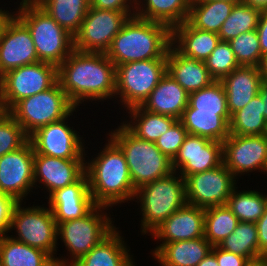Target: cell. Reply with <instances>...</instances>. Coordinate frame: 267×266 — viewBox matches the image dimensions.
<instances>
[{
	"mask_svg": "<svg viewBox=\"0 0 267 266\" xmlns=\"http://www.w3.org/2000/svg\"><path fill=\"white\" fill-rule=\"evenodd\" d=\"M245 266H267V257L260 256L247 261Z\"/></svg>",
	"mask_w": 267,
	"mask_h": 266,
	"instance_id": "f5cc1de1",
	"label": "cell"
},
{
	"mask_svg": "<svg viewBox=\"0 0 267 266\" xmlns=\"http://www.w3.org/2000/svg\"><path fill=\"white\" fill-rule=\"evenodd\" d=\"M18 202L7 195H0V236L10 230L13 209Z\"/></svg>",
	"mask_w": 267,
	"mask_h": 266,
	"instance_id": "ee69618b",
	"label": "cell"
},
{
	"mask_svg": "<svg viewBox=\"0 0 267 266\" xmlns=\"http://www.w3.org/2000/svg\"><path fill=\"white\" fill-rule=\"evenodd\" d=\"M258 231L259 257L267 255V205L264 214L255 223Z\"/></svg>",
	"mask_w": 267,
	"mask_h": 266,
	"instance_id": "7dc6e473",
	"label": "cell"
},
{
	"mask_svg": "<svg viewBox=\"0 0 267 266\" xmlns=\"http://www.w3.org/2000/svg\"><path fill=\"white\" fill-rule=\"evenodd\" d=\"M229 133L243 136L267 135L264 102L259 93L231 116Z\"/></svg>",
	"mask_w": 267,
	"mask_h": 266,
	"instance_id": "d6a6232c",
	"label": "cell"
},
{
	"mask_svg": "<svg viewBox=\"0 0 267 266\" xmlns=\"http://www.w3.org/2000/svg\"><path fill=\"white\" fill-rule=\"evenodd\" d=\"M128 110H130L128 113L132 115L131 118L133 117V120L136 119L137 122L134 121L133 124L123 122V125L137 138L145 141L155 142L177 121L175 117L152 113L141 106Z\"/></svg>",
	"mask_w": 267,
	"mask_h": 266,
	"instance_id": "836d02e7",
	"label": "cell"
},
{
	"mask_svg": "<svg viewBox=\"0 0 267 266\" xmlns=\"http://www.w3.org/2000/svg\"><path fill=\"white\" fill-rule=\"evenodd\" d=\"M172 46L174 44L171 43L166 56V72L188 93L205 88L215 81L204 61L186 56Z\"/></svg>",
	"mask_w": 267,
	"mask_h": 266,
	"instance_id": "7402d4cb",
	"label": "cell"
},
{
	"mask_svg": "<svg viewBox=\"0 0 267 266\" xmlns=\"http://www.w3.org/2000/svg\"><path fill=\"white\" fill-rule=\"evenodd\" d=\"M165 73L166 58L117 65L115 93L127 109L141 106Z\"/></svg>",
	"mask_w": 267,
	"mask_h": 266,
	"instance_id": "30bf717a",
	"label": "cell"
},
{
	"mask_svg": "<svg viewBox=\"0 0 267 266\" xmlns=\"http://www.w3.org/2000/svg\"><path fill=\"white\" fill-rule=\"evenodd\" d=\"M3 112L2 106L0 104V114Z\"/></svg>",
	"mask_w": 267,
	"mask_h": 266,
	"instance_id": "6f0895ef",
	"label": "cell"
},
{
	"mask_svg": "<svg viewBox=\"0 0 267 266\" xmlns=\"http://www.w3.org/2000/svg\"><path fill=\"white\" fill-rule=\"evenodd\" d=\"M130 14L131 11L90 7L79 31L74 35V49L82 52L106 53L123 25L130 17L135 16L134 11Z\"/></svg>",
	"mask_w": 267,
	"mask_h": 266,
	"instance_id": "8fae6325",
	"label": "cell"
},
{
	"mask_svg": "<svg viewBox=\"0 0 267 266\" xmlns=\"http://www.w3.org/2000/svg\"><path fill=\"white\" fill-rule=\"evenodd\" d=\"M176 172L145 184L135 191L140 198L142 232L151 234L174 212L187 203L185 178L175 177ZM139 195V197H138Z\"/></svg>",
	"mask_w": 267,
	"mask_h": 266,
	"instance_id": "8992f818",
	"label": "cell"
},
{
	"mask_svg": "<svg viewBox=\"0 0 267 266\" xmlns=\"http://www.w3.org/2000/svg\"><path fill=\"white\" fill-rule=\"evenodd\" d=\"M188 99L189 93L166 72L141 107L179 120L188 106Z\"/></svg>",
	"mask_w": 267,
	"mask_h": 266,
	"instance_id": "cb8c5ba5",
	"label": "cell"
},
{
	"mask_svg": "<svg viewBox=\"0 0 267 266\" xmlns=\"http://www.w3.org/2000/svg\"><path fill=\"white\" fill-rule=\"evenodd\" d=\"M109 140L98 157L85 166L93 202L108 207L133 199L136 191L122 150Z\"/></svg>",
	"mask_w": 267,
	"mask_h": 266,
	"instance_id": "3957f363",
	"label": "cell"
},
{
	"mask_svg": "<svg viewBox=\"0 0 267 266\" xmlns=\"http://www.w3.org/2000/svg\"><path fill=\"white\" fill-rule=\"evenodd\" d=\"M186 109L217 112L228 124L231 120L227 106L226 92L220 80H215L209 86L189 93Z\"/></svg>",
	"mask_w": 267,
	"mask_h": 266,
	"instance_id": "e575fe53",
	"label": "cell"
},
{
	"mask_svg": "<svg viewBox=\"0 0 267 266\" xmlns=\"http://www.w3.org/2000/svg\"><path fill=\"white\" fill-rule=\"evenodd\" d=\"M223 163L222 142L188 134L172 160L174 172L182 177L213 169ZM180 168V169H179Z\"/></svg>",
	"mask_w": 267,
	"mask_h": 266,
	"instance_id": "ac0fdd59",
	"label": "cell"
},
{
	"mask_svg": "<svg viewBox=\"0 0 267 266\" xmlns=\"http://www.w3.org/2000/svg\"><path fill=\"white\" fill-rule=\"evenodd\" d=\"M75 108L57 82L46 91L18 101L8 113L30 136L38 128L70 116Z\"/></svg>",
	"mask_w": 267,
	"mask_h": 266,
	"instance_id": "52a82bcc",
	"label": "cell"
},
{
	"mask_svg": "<svg viewBox=\"0 0 267 266\" xmlns=\"http://www.w3.org/2000/svg\"><path fill=\"white\" fill-rule=\"evenodd\" d=\"M212 247L205 237H200L166 243L153 256L162 266H197Z\"/></svg>",
	"mask_w": 267,
	"mask_h": 266,
	"instance_id": "484cf974",
	"label": "cell"
},
{
	"mask_svg": "<svg viewBox=\"0 0 267 266\" xmlns=\"http://www.w3.org/2000/svg\"><path fill=\"white\" fill-rule=\"evenodd\" d=\"M110 137L125 156L135 190L174 172L172 160L160 151L155 142L137 138L125 125L111 132Z\"/></svg>",
	"mask_w": 267,
	"mask_h": 266,
	"instance_id": "5b68a950",
	"label": "cell"
},
{
	"mask_svg": "<svg viewBox=\"0 0 267 266\" xmlns=\"http://www.w3.org/2000/svg\"><path fill=\"white\" fill-rule=\"evenodd\" d=\"M261 11L242 3L235 4L218 32L221 41L229 42L241 33L257 29Z\"/></svg>",
	"mask_w": 267,
	"mask_h": 266,
	"instance_id": "74e56055",
	"label": "cell"
},
{
	"mask_svg": "<svg viewBox=\"0 0 267 266\" xmlns=\"http://www.w3.org/2000/svg\"><path fill=\"white\" fill-rule=\"evenodd\" d=\"M211 252L216 256L219 266H245L248 261L246 257L223 250L219 246H213Z\"/></svg>",
	"mask_w": 267,
	"mask_h": 266,
	"instance_id": "f6af8a7d",
	"label": "cell"
},
{
	"mask_svg": "<svg viewBox=\"0 0 267 266\" xmlns=\"http://www.w3.org/2000/svg\"><path fill=\"white\" fill-rule=\"evenodd\" d=\"M220 41L218 33L194 28L187 21L172 29V44L198 61H205Z\"/></svg>",
	"mask_w": 267,
	"mask_h": 266,
	"instance_id": "d4e9b609",
	"label": "cell"
},
{
	"mask_svg": "<svg viewBox=\"0 0 267 266\" xmlns=\"http://www.w3.org/2000/svg\"><path fill=\"white\" fill-rule=\"evenodd\" d=\"M37 62L29 29L16 14H10L0 29V77L12 69Z\"/></svg>",
	"mask_w": 267,
	"mask_h": 266,
	"instance_id": "5bb4252c",
	"label": "cell"
},
{
	"mask_svg": "<svg viewBox=\"0 0 267 266\" xmlns=\"http://www.w3.org/2000/svg\"><path fill=\"white\" fill-rule=\"evenodd\" d=\"M144 1H146L145 9L142 8L141 10V7L134 6V9L136 7L135 16L144 20L162 23L172 30L175 26L187 21L192 0Z\"/></svg>",
	"mask_w": 267,
	"mask_h": 266,
	"instance_id": "4dcf8cb0",
	"label": "cell"
},
{
	"mask_svg": "<svg viewBox=\"0 0 267 266\" xmlns=\"http://www.w3.org/2000/svg\"><path fill=\"white\" fill-rule=\"evenodd\" d=\"M34 148L30 140L22 147L0 157V195L17 202L34 187Z\"/></svg>",
	"mask_w": 267,
	"mask_h": 266,
	"instance_id": "9a60e30c",
	"label": "cell"
},
{
	"mask_svg": "<svg viewBox=\"0 0 267 266\" xmlns=\"http://www.w3.org/2000/svg\"><path fill=\"white\" fill-rule=\"evenodd\" d=\"M58 82L75 107L83 99L106 100L116 94V66L105 53L74 49L58 66Z\"/></svg>",
	"mask_w": 267,
	"mask_h": 266,
	"instance_id": "6da1fadb",
	"label": "cell"
},
{
	"mask_svg": "<svg viewBox=\"0 0 267 266\" xmlns=\"http://www.w3.org/2000/svg\"><path fill=\"white\" fill-rule=\"evenodd\" d=\"M84 161L45 156L34 151V183L39 180L48 187L50 196L56 190L77 182L85 174L87 162Z\"/></svg>",
	"mask_w": 267,
	"mask_h": 266,
	"instance_id": "d6986e66",
	"label": "cell"
},
{
	"mask_svg": "<svg viewBox=\"0 0 267 266\" xmlns=\"http://www.w3.org/2000/svg\"><path fill=\"white\" fill-rule=\"evenodd\" d=\"M49 205L57 224L88 214L96 204L89 191L86 173L77 182L53 192Z\"/></svg>",
	"mask_w": 267,
	"mask_h": 266,
	"instance_id": "ffe728a7",
	"label": "cell"
},
{
	"mask_svg": "<svg viewBox=\"0 0 267 266\" xmlns=\"http://www.w3.org/2000/svg\"><path fill=\"white\" fill-rule=\"evenodd\" d=\"M234 179L232 172L223 163L213 169L187 176V203L203 209L226 205L235 188Z\"/></svg>",
	"mask_w": 267,
	"mask_h": 266,
	"instance_id": "4fadbf2b",
	"label": "cell"
},
{
	"mask_svg": "<svg viewBox=\"0 0 267 266\" xmlns=\"http://www.w3.org/2000/svg\"><path fill=\"white\" fill-rule=\"evenodd\" d=\"M235 4L228 1L192 0L187 22L194 28L218 33Z\"/></svg>",
	"mask_w": 267,
	"mask_h": 266,
	"instance_id": "f546056e",
	"label": "cell"
},
{
	"mask_svg": "<svg viewBox=\"0 0 267 266\" xmlns=\"http://www.w3.org/2000/svg\"><path fill=\"white\" fill-rule=\"evenodd\" d=\"M213 1H228V2H234L236 4L243 2V0H213Z\"/></svg>",
	"mask_w": 267,
	"mask_h": 266,
	"instance_id": "9f6ffc18",
	"label": "cell"
},
{
	"mask_svg": "<svg viewBox=\"0 0 267 266\" xmlns=\"http://www.w3.org/2000/svg\"><path fill=\"white\" fill-rule=\"evenodd\" d=\"M262 56L267 54V11L261 12L258 26L256 29Z\"/></svg>",
	"mask_w": 267,
	"mask_h": 266,
	"instance_id": "c3c4849f",
	"label": "cell"
},
{
	"mask_svg": "<svg viewBox=\"0 0 267 266\" xmlns=\"http://www.w3.org/2000/svg\"><path fill=\"white\" fill-rule=\"evenodd\" d=\"M243 3L261 12L267 11V0H243Z\"/></svg>",
	"mask_w": 267,
	"mask_h": 266,
	"instance_id": "681fc988",
	"label": "cell"
},
{
	"mask_svg": "<svg viewBox=\"0 0 267 266\" xmlns=\"http://www.w3.org/2000/svg\"><path fill=\"white\" fill-rule=\"evenodd\" d=\"M0 266H56V264L47 252L3 235L0 236Z\"/></svg>",
	"mask_w": 267,
	"mask_h": 266,
	"instance_id": "83f0119b",
	"label": "cell"
},
{
	"mask_svg": "<svg viewBox=\"0 0 267 266\" xmlns=\"http://www.w3.org/2000/svg\"><path fill=\"white\" fill-rule=\"evenodd\" d=\"M34 1L72 36L79 31L81 23L91 7L90 0Z\"/></svg>",
	"mask_w": 267,
	"mask_h": 266,
	"instance_id": "1f68e13d",
	"label": "cell"
},
{
	"mask_svg": "<svg viewBox=\"0 0 267 266\" xmlns=\"http://www.w3.org/2000/svg\"><path fill=\"white\" fill-rule=\"evenodd\" d=\"M29 29L39 61L59 66L74 50V36L34 0H22L16 15Z\"/></svg>",
	"mask_w": 267,
	"mask_h": 266,
	"instance_id": "277c9868",
	"label": "cell"
},
{
	"mask_svg": "<svg viewBox=\"0 0 267 266\" xmlns=\"http://www.w3.org/2000/svg\"><path fill=\"white\" fill-rule=\"evenodd\" d=\"M220 248L248 260L259 257L258 231L254 222H239L235 230L219 245Z\"/></svg>",
	"mask_w": 267,
	"mask_h": 266,
	"instance_id": "8d00e7d4",
	"label": "cell"
},
{
	"mask_svg": "<svg viewBox=\"0 0 267 266\" xmlns=\"http://www.w3.org/2000/svg\"><path fill=\"white\" fill-rule=\"evenodd\" d=\"M58 82V67L37 62L12 69L0 77V104L8 112L18 101L48 90Z\"/></svg>",
	"mask_w": 267,
	"mask_h": 266,
	"instance_id": "9c48e42d",
	"label": "cell"
},
{
	"mask_svg": "<svg viewBox=\"0 0 267 266\" xmlns=\"http://www.w3.org/2000/svg\"><path fill=\"white\" fill-rule=\"evenodd\" d=\"M172 30L158 22L130 17L105 53L115 66L124 63L166 58Z\"/></svg>",
	"mask_w": 267,
	"mask_h": 266,
	"instance_id": "7a4b0ae2",
	"label": "cell"
},
{
	"mask_svg": "<svg viewBox=\"0 0 267 266\" xmlns=\"http://www.w3.org/2000/svg\"><path fill=\"white\" fill-rule=\"evenodd\" d=\"M179 121L187 133L223 142L229 136V124L217 112L185 109Z\"/></svg>",
	"mask_w": 267,
	"mask_h": 266,
	"instance_id": "f1b7e54d",
	"label": "cell"
},
{
	"mask_svg": "<svg viewBox=\"0 0 267 266\" xmlns=\"http://www.w3.org/2000/svg\"><path fill=\"white\" fill-rule=\"evenodd\" d=\"M106 207L96 205L83 218L57 224V236L60 235L65 246L71 252L73 260L68 262L55 258L56 266H72L115 229L110 218L106 214L99 213V211L102 212L101 208L106 209Z\"/></svg>",
	"mask_w": 267,
	"mask_h": 266,
	"instance_id": "ba28073f",
	"label": "cell"
},
{
	"mask_svg": "<svg viewBox=\"0 0 267 266\" xmlns=\"http://www.w3.org/2000/svg\"><path fill=\"white\" fill-rule=\"evenodd\" d=\"M237 193V194H236ZM267 205V195L258 191L236 192L235 188L227 199L226 206L239 219L240 222H254L264 214Z\"/></svg>",
	"mask_w": 267,
	"mask_h": 266,
	"instance_id": "f35d334b",
	"label": "cell"
},
{
	"mask_svg": "<svg viewBox=\"0 0 267 266\" xmlns=\"http://www.w3.org/2000/svg\"><path fill=\"white\" fill-rule=\"evenodd\" d=\"M259 94L261 95L262 101L264 102V117L267 120V81H262L259 89Z\"/></svg>",
	"mask_w": 267,
	"mask_h": 266,
	"instance_id": "f907efd6",
	"label": "cell"
},
{
	"mask_svg": "<svg viewBox=\"0 0 267 266\" xmlns=\"http://www.w3.org/2000/svg\"><path fill=\"white\" fill-rule=\"evenodd\" d=\"M50 123L38 128L29 136L34 151L45 156L63 159H85L81 138L68 127L65 120Z\"/></svg>",
	"mask_w": 267,
	"mask_h": 266,
	"instance_id": "e0dca14e",
	"label": "cell"
},
{
	"mask_svg": "<svg viewBox=\"0 0 267 266\" xmlns=\"http://www.w3.org/2000/svg\"><path fill=\"white\" fill-rule=\"evenodd\" d=\"M239 222L226 205L206 208L204 237L212 246H218L235 230Z\"/></svg>",
	"mask_w": 267,
	"mask_h": 266,
	"instance_id": "d590c367",
	"label": "cell"
},
{
	"mask_svg": "<svg viewBox=\"0 0 267 266\" xmlns=\"http://www.w3.org/2000/svg\"><path fill=\"white\" fill-rule=\"evenodd\" d=\"M220 81L224 86L228 110L232 116L259 93L263 80L259 67L240 65Z\"/></svg>",
	"mask_w": 267,
	"mask_h": 266,
	"instance_id": "603a6c76",
	"label": "cell"
},
{
	"mask_svg": "<svg viewBox=\"0 0 267 266\" xmlns=\"http://www.w3.org/2000/svg\"><path fill=\"white\" fill-rule=\"evenodd\" d=\"M229 43L239 65L260 66L263 56L256 30L241 33Z\"/></svg>",
	"mask_w": 267,
	"mask_h": 266,
	"instance_id": "ab89813d",
	"label": "cell"
},
{
	"mask_svg": "<svg viewBox=\"0 0 267 266\" xmlns=\"http://www.w3.org/2000/svg\"><path fill=\"white\" fill-rule=\"evenodd\" d=\"M187 135V130L184 128L183 124L177 120L155 141V144L163 154L173 160L178 154Z\"/></svg>",
	"mask_w": 267,
	"mask_h": 266,
	"instance_id": "7bdbcfd3",
	"label": "cell"
},
{
	"mask_svg": "<svg viewBox=\"0 0 267 266\" xmlns=\"http://www.w3.org/2000/svg\"><path fill=\"white\" fill-rule=\"evenodd\" d=\"M204 219L205 209L186 203L152 233L164 240L153 254L166 243L204 237Z\"/></svg>",
	"mask_w": 267,
	"mask_h": 266,
	"instance_id": "44dd1931",
	"label": "cell"
},
{
	"mask_svg": "<svg viewBox=\"0 0 267 266\" xmlns=\"http://www.w3.org/2000/svg\"><path fill=\"white\" fill-rule=\"evenodd\" d=\"M90 1H91V7L96 9H106L113 11H131V9L129 8L130 5H128L131 4V2L130 3L127 2L131 0H90ZM137 2L141 1L138 0L132 1L133 4L140 6V4Z\"/></svg>",
	"mask_w": 267,
	"mask_h": 266,
	"instance_id": "bcb514c9",
	"label": "cell"
},
{
	"mask_svg": "<svg viewBox=\"0 0 267 266\" xmlns=\"http://www.w3.org/2000/svg\"><path fill=\"white\" fill-rule=\"evenodd\" d=\"M17 229L18 237L14 238L31 247L47 252L53 259L57 244V223L51 209L40 206L21 208L20 202L13 209L11 226Z\"/></svg>",
	"mask_w": 267,
	"mask_h": 266,
	"instance_id": "7c38bea8",
	"label": "cell"
},
{
	"mask_svg": "<svg viewBox=\"0 0 267 266\" xmlns=\"http://www.w3.org/2000/svg\"><path fill=\"white\" fill-rule=\"evenodd\" d=\"M222 144L223 164L234 177L253 170L267 172V135L229 134Z\"/></svg>",
	"mask_w": 267,
	"mask_h": 266,
	"instance_id": "2e32d148",
	"label": "cell"
},
{
	"mask_svg": "<svg viewBox=\"0 0 267 266\" xmlns=\"http://www.w3.org/2000/svg\"><path fill=\"white\" fill-rule=\"evenodd\" d=\"M204 62L210 75L215 80H221L240 66L230 43L227 41H220Z\"/></svg>",
	"mask_w": 267,
	"mask_h": 266,
	"instance_id": "60d3db41",
	"label": "cell"
},
{
	"mask_svg": "<svg viewBox=\"0 0 267 266\" xmlns=\"http://www.w3.org/2000/svg\"><path fill=\"white\" fill-rule=\"evenodd\" d=\"M116 228L72 266H134Z\"/></svg>",
	"mask_w": 267,
	"mask_h": 266,
	"instance_id": "4316f807",
	"label": "cell"
},
{
	"mask_svg": "<svg viewBox=\"0 0 267 266\" xmlns=\"http://www.w3.org/2000/svg\"><path fill=\"white\" fill-rule=\"evenodd\" d=\"M29 140L21 125L8 113L0 114V157L22 147Z\"/></svg>",
	"mask_w": 267,
	"mask_h": 266,
	"instance_id": "b9f144b4",
	"label": "cell"
},
{
	"mask_svg": "<svg viewBox=\"0 0 267 266\" xmlns=\"http://www.w3.org/2000/svg\"><path fill=\"white\" fill-rule=\"evenodd\" d=\"M197 266H219L216 256L211 252Z\"/></svg>",
	"mask_w": 267,
	"mask_h": 266,
	"instance_id": "816d5d0a",
	"label": "cell"
},
{
	"mask_svg": "<svg viewBox=\"0 0 267 266\" xmlns=\"http://www.w3.org/2000/svg\"><path fill=\"white\" fill-rule=\"evenodd\" d=\"M259 69L262 76V80L267 81V54L263 55Z\"/></svg>",
	"mask_w": 267,
	"mask_h": 266,
	"instance_id": "db71d44e",
	"label": "cell"
},
{
	"mask_svg": "<svg viewBox=\"0 0 267 266\" xmlns=\"http://www.w3.org/2000/svg\"><path fill=\"white\" fill-rule=\"evenodd\" d=\"M8 11H2V9H0V29H1V26L3 24V22L5 21V19L10 15V13Z\"/></svg>",
	"mask_w": 267,
	"mask_h": 266,
	"instance_id": "11a10c76",
	"label": "cell"
}]
</instances>
